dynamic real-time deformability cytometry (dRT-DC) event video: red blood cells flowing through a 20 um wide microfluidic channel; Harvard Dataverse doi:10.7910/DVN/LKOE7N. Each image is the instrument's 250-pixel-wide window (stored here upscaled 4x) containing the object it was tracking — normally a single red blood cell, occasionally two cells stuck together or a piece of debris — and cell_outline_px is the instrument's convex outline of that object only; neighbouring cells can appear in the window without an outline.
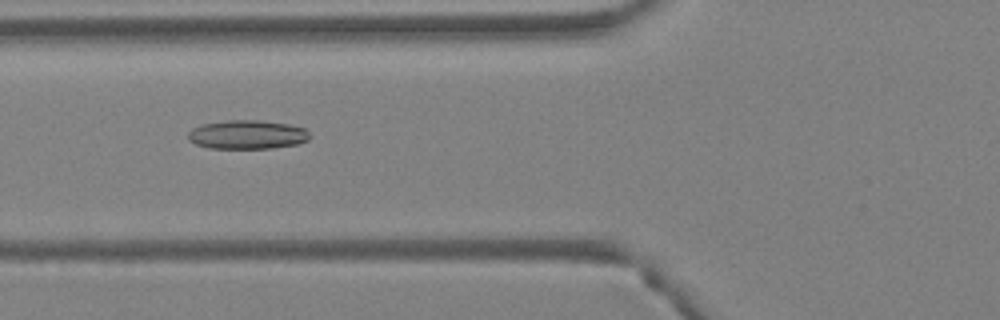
{"species": "Egyptian fruit bat (a non-hibernating species)", "species_latin": "Rousettus aegyptiacus", "temperature_condition": "warm", "stored_images_in_passage": 2, "camera_frame_rate_fps": 3000, "um_per_image_px": 0.085, "animal": {"sex": "female"}, "frame": {"image": 1, "passage_image": 2, "time_ms": 0.333, "image_size_px": [1000, 320], "cell_outline_px": [[308, 140], [296, 144], [272, 148], [208, 148], [196, 144], [188, 140], [188, 132], [192, 128], [200, 124], [228, 120], [260, 120], [288, 124], [304, 128], [308, 132]], "centroid_in_image_um": [20.97, 11.43], "position_along_channel_um": 104.8, "area_um2": 20.46}}